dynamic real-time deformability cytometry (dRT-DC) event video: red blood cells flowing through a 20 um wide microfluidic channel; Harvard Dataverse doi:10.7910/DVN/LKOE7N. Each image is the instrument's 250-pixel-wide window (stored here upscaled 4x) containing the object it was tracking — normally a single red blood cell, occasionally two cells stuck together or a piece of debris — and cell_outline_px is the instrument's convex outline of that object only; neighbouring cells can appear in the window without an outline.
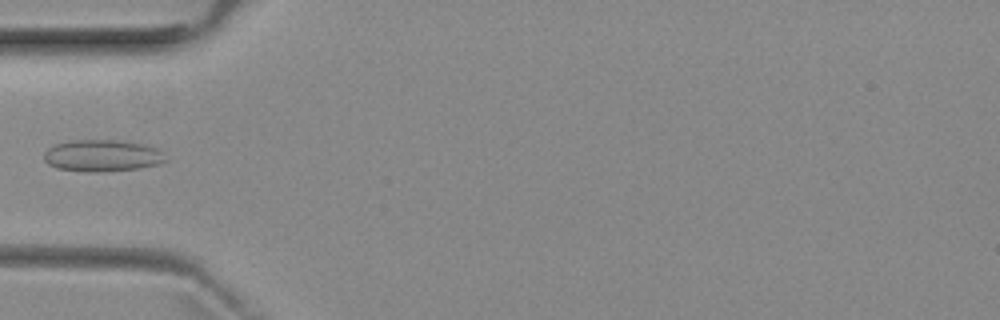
{"species": "common noctule bat (a hibernating species)", "species_latin": "Nyctalus noctula", "temperature_condition": "room temperature", "stored_images_in_passage": 4, "camera_frame_rate_fps": 3000, "um_per_image_px": 0.085, "animal": {"sex": "female", "body_mass_g": 29.2, "forearm_length_mm": 56.3}, "frame": {"image": 1, "passage_image": 3, "time_ms": 2.333, "image_size_px": [1000, 320], "cell_outline_px": [[168, 160], [160, 164], [140, 168], [100, 172], [84, 172], [56, 168], [48, 164], [44, 160], [44, 152], [48, 148], [56, 144], [72, 140], [112, 140], [144, 144], [156, 148]], "centroid_in_image_um": [8.67, 13.24], "position_along_channel_um": 76.3, "area_um2": 22.54}}
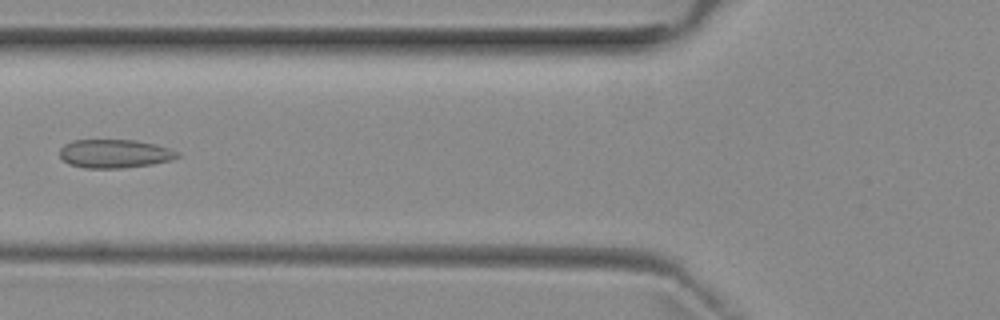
{"frame": {"image": 2, "passage_image": 4, "time_ms": 3.333, "image_size_px": [1000, 320], "cell_outline_px": [[180, 156], [172, 160], [152, 164], [120, 168], [84, 168], [68, 164], [60, 156], [60, 148], [64, 144], [72, 140], [136, 140], [156, 144], [180, 152]], "centroid_in_image_um": [9.75, 13.06], "position_along_channel_um": 116.1, "area_um2": 19.71}}